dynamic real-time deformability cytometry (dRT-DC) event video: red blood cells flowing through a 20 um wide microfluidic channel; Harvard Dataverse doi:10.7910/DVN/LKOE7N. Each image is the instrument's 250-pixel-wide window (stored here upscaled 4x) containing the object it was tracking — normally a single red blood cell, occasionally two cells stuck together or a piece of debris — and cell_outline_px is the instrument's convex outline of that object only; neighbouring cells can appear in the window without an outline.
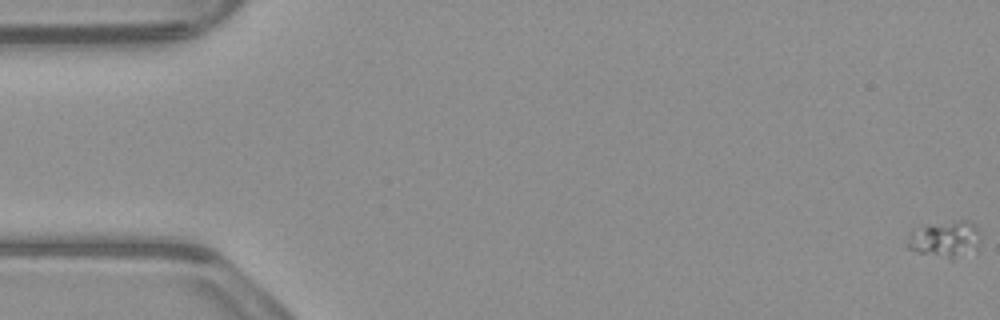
{"species": "common noctule bat (a hibernating species)", "species_latin": "Nyctalus noctula", "temperature_condition": "warm", "stored_images_in_passage": 55, "camera_frame_rate_fps": 3000, "um_per_image_px": 0.085, "animal": {"sex": "male", "body_mass_g": 23.1, "forearm_length_mm": 52.7}, "frame": {"image": 1, "passage_image": 1, "time_ms": 0.0, "image_size_px": [1000, 320], "cell_outline_px": [[980, 236], [976, 252], [952, 260], [948, 260], [920, 252], [908, 248], [908, 240], [912, 228], [932, 224], [960, 220], [968, 220], [980, 232]], "centroid_in_image_um": [80.37, 20.35], "position_along_channel_um": 4.6, "area_um2": 15.78}}
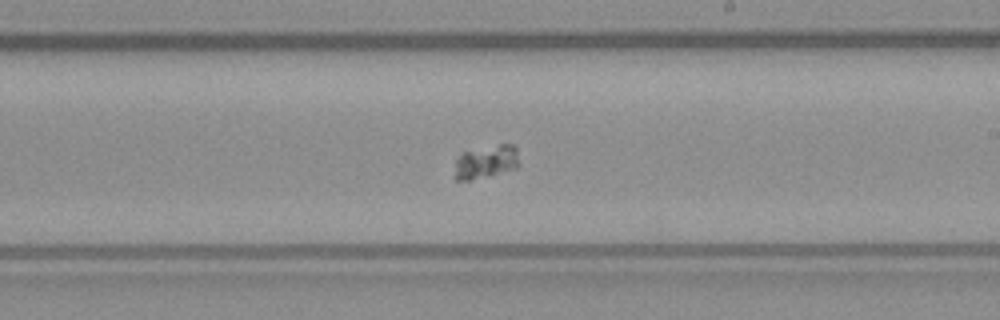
{"frame": {"image": 2, "passage_image": 32, "time_ms": 10.333, "image_size_px": [1000, 320], "cell_outline_px": [[520, 164], [516, 168], [488, 176], [472, 180], [456, 180], [452, 176], [456, 160], [464, 152], [500, 144], [512, 144], [516, 148]], "centroid_in_image_um": [41.3, 13.78], "position_along_channel_um": 247.7, "area_um2": 12.54}}
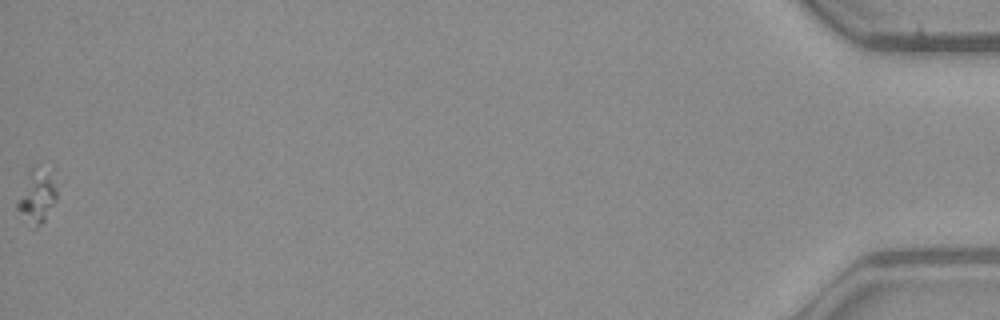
{"frame": {"image": 3, "passage_image": 55, "time_ms": 18.0, "image_size_px": [1000, 320], "cell_outline_px": [[56, 200], [44, 220], [36, 228], [32, 228], [16, 208], [16, 204], [28, 168], [36, 164], [44, 168], [48, 172], [56, 188]], "centroid_in_image_um": [3.09, 16.65], "position_along_channel_um": 432.1, "area_um2": 12.31}}